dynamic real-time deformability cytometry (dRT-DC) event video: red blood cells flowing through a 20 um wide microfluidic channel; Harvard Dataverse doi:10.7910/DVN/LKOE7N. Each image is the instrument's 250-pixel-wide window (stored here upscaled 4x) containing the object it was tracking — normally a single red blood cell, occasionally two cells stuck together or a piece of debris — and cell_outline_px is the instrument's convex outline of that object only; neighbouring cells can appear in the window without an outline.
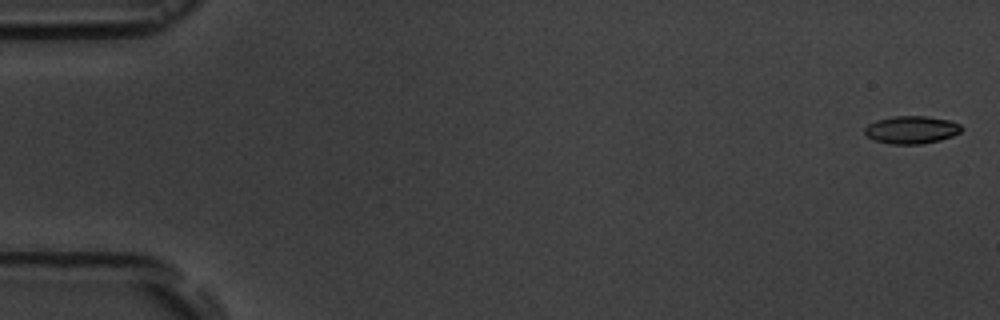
{"species": "common noctule bat (a hibernating species)", "species_latin": "Nyctalus noctula", "temperature_condition": "room temperature", "stored_images_in_passage": 5, "camera_frame_rate_fps": 3000, "um_per_image_px": 0.085, "animal": {"sex": "male", "body_mass_g": 19.5, "forearm_length_mm": 54.6}, "frame": {"image": 1, "passage_image": 1, "time_ms": 0.0, "image_size_px": [1000, 320], "cell_outline_px": [[964, 128], [960, 132], [952, 136], [940, 140], [920, 144], [892, 144], [876, 140], [868, 136], [864, 132], [864, 128], [868, 124], [876, 120], [892, 116], [928, 116], [948, 120], [960, 124]], "centroid_in_image_um": [77.49, 11.02], "position_along_channel_um": 7.5, "area_um2": 15.61}}